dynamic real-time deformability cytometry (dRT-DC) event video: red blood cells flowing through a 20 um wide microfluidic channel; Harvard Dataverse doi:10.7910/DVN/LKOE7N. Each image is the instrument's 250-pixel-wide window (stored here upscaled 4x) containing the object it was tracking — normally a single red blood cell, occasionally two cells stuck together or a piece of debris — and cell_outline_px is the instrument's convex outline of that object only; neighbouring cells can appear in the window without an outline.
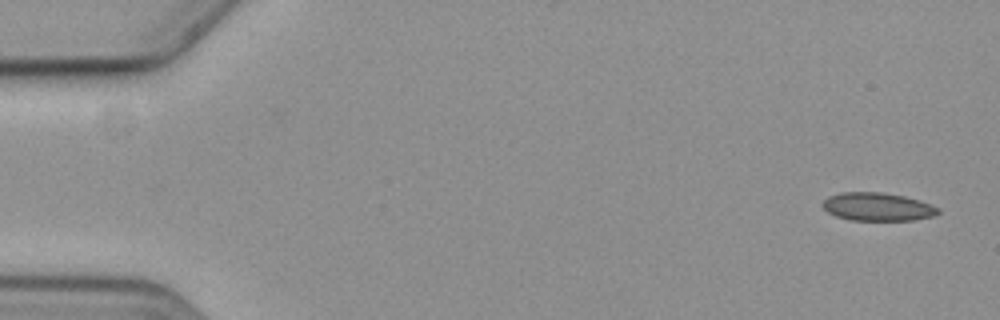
{"species": "common noctule bat (a hibernating species)", "species_latin": "Nyctalus noctula", "temperature_condition": "cold", "stored_images_in_passage": 6, "camera_frame_rate_fps": 3000, "um_per_image_px": 0.085, "animal": {"sex": "female", "body_mass_g": 19.3, "forearm_length_mm": 54.1}, "frame": {"image": 1, "passage_image": 1, "time_ms": 0.0, "image_size_px": [1000, 320], "cell_outline_px": [[940, 212], [932, 216], [912, 220], [852, 220], [836, 216], [828, 212], [824, 208], [824, 200], [828, 196], [844, 192], [880, 192], [904, 196], [940, 208]], "centroid_in_image_um": [74.58, 17.58], "position_along_channel_um": 10.4, "area_um2": 18.61}}
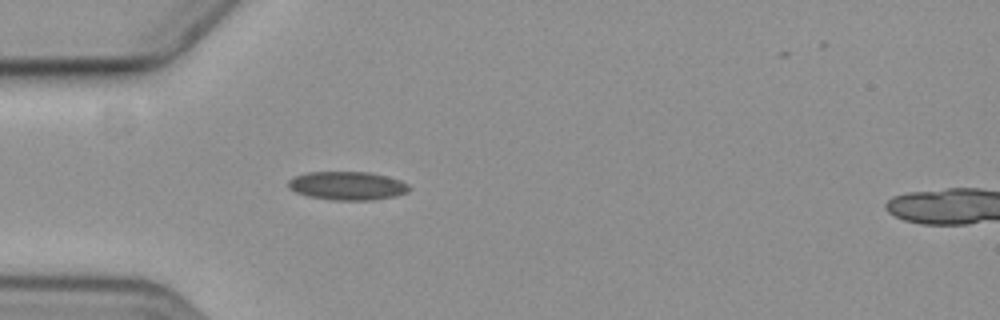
{"frame": {"image": 2, "passage_image": 5, "time_ms": 5.0, "image_size_px": [1000, 320], "cell_outline_px": [[412, 188], [408, 192], [396, 196], [372, 200], [328, 200], [308, 196], [296, 192], [288, 188], [288, 180], [296, 176], [308, 172], [372, 172], [388, 176], [400, 180], [408, 184]], "centroid_in_image_um": [29.56, 15.79], "position_along_channel_um": 55.4, "area_um2": 20.29}}